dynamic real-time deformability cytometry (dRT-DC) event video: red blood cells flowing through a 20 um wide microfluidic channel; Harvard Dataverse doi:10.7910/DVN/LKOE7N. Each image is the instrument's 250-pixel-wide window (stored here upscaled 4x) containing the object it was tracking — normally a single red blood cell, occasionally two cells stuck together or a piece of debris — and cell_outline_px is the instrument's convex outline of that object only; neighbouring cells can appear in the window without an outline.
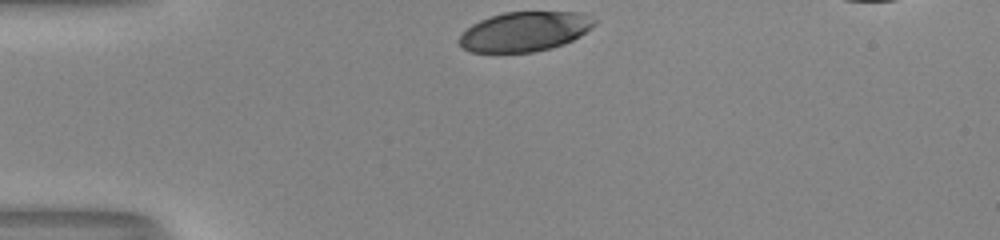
{"species": "human", "species_latin": "Homo sapiens", "temperature_condition": "room temperature", "stored_images_in_passage": 30, "camera_frame_rate_fps": 3000, "um_per_image_px": 0.085, "donor": {"sex": "male"}, "frame": {"image": 1, "passage_image": 1, "time_ms": 0.0, "image_size_px": [1000, 240], "cell_outline_px": [[596, 24], [592, 28], [580, 36], [564, 44], [552, 48], [532, 52], [472, 52], [464, 48], [460, 44], [460, 36], [472, 24], [480, 20], [504, 12], [580, 12], [596, 20]], "centroid_in_image_um": [44.64, 2.68], "position_along_channel_um": 40.4, "area_um2": 31.04}}
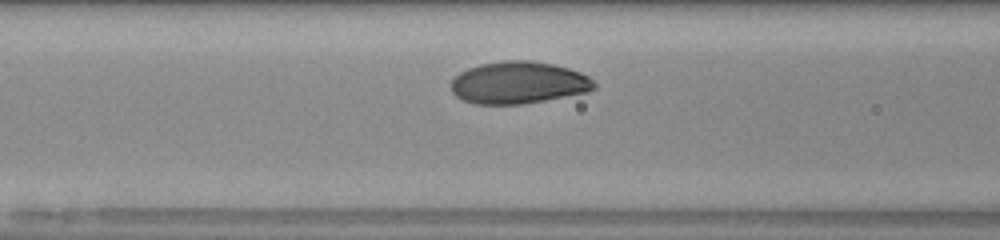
{"frame": {"image": 2, "passage_image": 10, "time_ms": 3.0, "image_size_px": [1000, 240], "cell_outline_px": [[596, 88], [588, 92], [524, 104], [476, 104], [464, 100], [456, 96], [452, 92], [452, 80], [460, 72], [468, 68], [480, 64], [504, 60], [532, 60], [552, 64], [568, 68], [580, 72], [588, 76], [596, 84]], "centroid_in_image_um": [44.09, 7.02], "position_along_channel_um": 122.5, "area_um2": 35.2}}
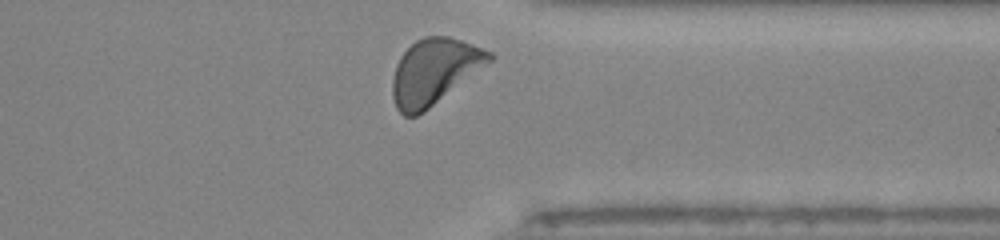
{"frame": {"image": 3, "passage_image": 29, "time_ms": 9.333, "image_size_px": [1000, 240], "cell_outline_px": [[496, 56], [492, 60], [424, 112], [416, 116], [404, 116], [396, 108], [392, 96], [392, 80], [396, 64], [400, 56], [416, 40], [424, 36], [448, 36], [460, 40], [492, 52]], "centroid_in_image_um": [36.88, 6.08], "position_along_channel_um": 374.5, "area_um2": 36.7}, "authors_computed_cell_mechanics": {"area_um2": 34.68, "velocity_mm_per_s": 4.0206, "shape_relaxation_time_tau1_ms": 1.4737, "shape_relaxation_time_tau2_ms": null, "deformation_change_tau1": 0.1066, "deformation_change_tau2": null}}